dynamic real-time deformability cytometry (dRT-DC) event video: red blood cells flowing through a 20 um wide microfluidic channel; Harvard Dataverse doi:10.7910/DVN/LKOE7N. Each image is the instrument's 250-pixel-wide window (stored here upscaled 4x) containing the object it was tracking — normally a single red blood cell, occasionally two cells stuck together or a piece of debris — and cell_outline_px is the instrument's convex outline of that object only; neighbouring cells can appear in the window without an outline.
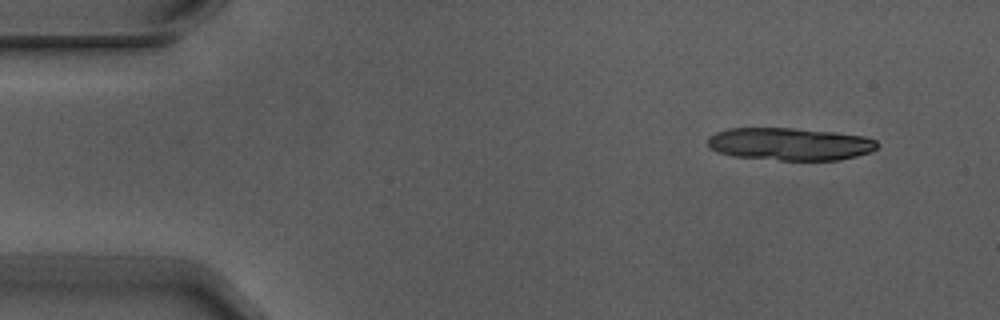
{"species": "Egyptian fruit bat (a non-hibernating species)", "species_latin": "Rousettus aegyptiacus", "temperature_condition": "warm", "stored_images_in_passage": 5, "camera_frame_rate_fps": 3000, "um_per_image_px": 0.085, "animal": {"sex": "male"}, "frame": {"image": 1, "passage_image": 1, "time_ms": 0.0, "image_size_px": [1000, 320], "cell_outline_px": [[880, 144], [872, 152], [840, 160], [780, 160], [732, 156], [716, 152], [708, 148], [708, 136], [716, 132], [728, 128], [792, 128], [836, 132], [864, 136], [876, 140]], "centroid_in_image_um": [67.13, 12.24], "position_along_channel_um": 17.9, "area_um2": 32.54}}